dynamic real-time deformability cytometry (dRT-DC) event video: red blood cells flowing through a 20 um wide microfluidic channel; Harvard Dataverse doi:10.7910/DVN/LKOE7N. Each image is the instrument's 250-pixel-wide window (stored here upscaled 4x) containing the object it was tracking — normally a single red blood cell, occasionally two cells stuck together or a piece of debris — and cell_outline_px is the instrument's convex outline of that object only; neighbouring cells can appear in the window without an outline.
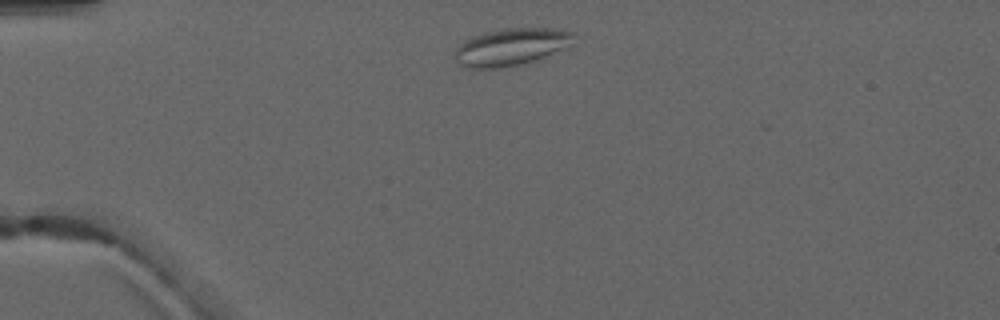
{"species": "common noctule bat (a hibernating species)", "species_latin": "Nyctalus noctula", "temperature_condition": "warm", "stored_images_in_passage": 4, "camera_frame_rate_fps": 3000, "um_per_image_px": 0.085, "animal": {"sex": "male", "forearm_length_mm": 52.5}, "frame": {"image": 1, "passage_image": 1, "time_ms": 0.0, "image_size_px": [1000, 320], "cell_outline_px": [[576, 36], [572, 44], [564, 48], [524, 64], [500, 68], [472, 68], [460, 64], [452, 56], [456, 48], [464, 40], [488, 32], [504, 28], [556, 28], [572, 32]], "centroid_in_image_um": [43.45, 3.98], "position_along_channel_um": 41.5, "area_um2": 25.66}}